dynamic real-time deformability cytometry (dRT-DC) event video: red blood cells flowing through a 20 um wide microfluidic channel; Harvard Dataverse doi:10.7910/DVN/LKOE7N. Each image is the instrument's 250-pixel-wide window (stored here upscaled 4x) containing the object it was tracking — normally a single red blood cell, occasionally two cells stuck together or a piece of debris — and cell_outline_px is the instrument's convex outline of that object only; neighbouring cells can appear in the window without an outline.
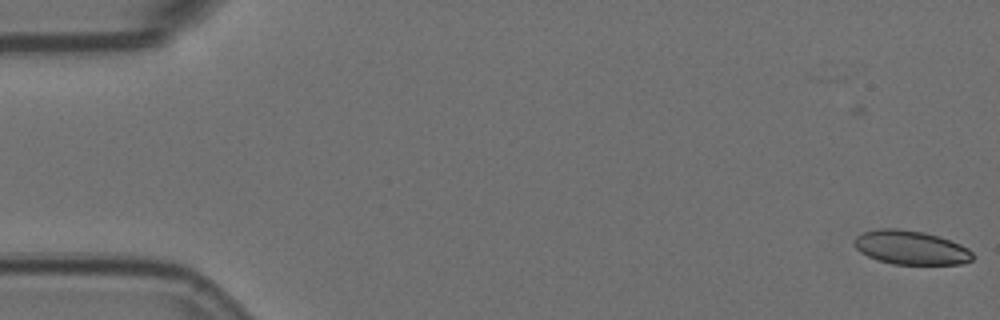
{"species": "Egyptian fruit bat (a non-hibernating species)", "species_latin": "Rousettus aegyptiacus", "temperature_condition": "room temperature", "stored_images_in_passage": 18, "camera_frame_rate_fps": 3000, "um_per_image_px": 0.085, "animal": {"sex": "female"}, "frame": {"image": 1, "passage_image": 1, "time_ms": 0.0, "image_size_px": [1000, 320], "cell_outline_px": [[972, 260], [960, 264], [892, 264], [876, 260], [860, 252], [856, 248], [852, 240], [856, 236], [864, 232], [880, 228], [896, 228], [924, 232], [940, 236], [960, 244], [968, 248], [972, 252]], "centroid_in_image_um": [77.39, 21.04], "position_along_channel_um": 7.6, "area_um2": 23.52}}
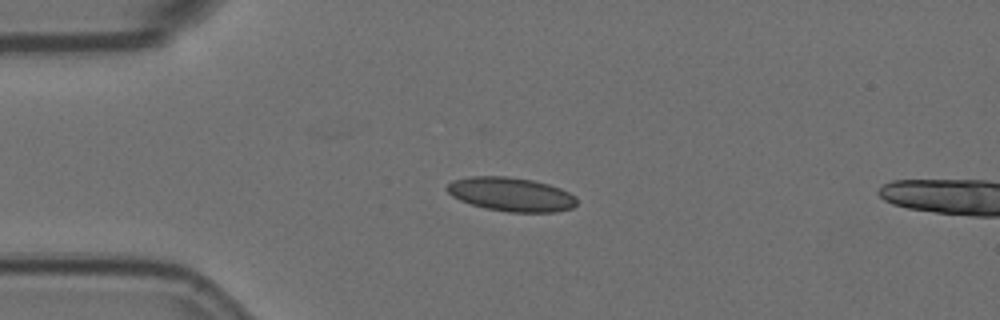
{"frame": {"image": 2, "passage_image": 14, "time_ms": 4.333, "image_size_px": [1000, 320], "cell_outline_px": [[576, 204], [572, 208], [556, 212], [508, 212], [484, 208], [460, 200], [452, 196], [444, 188], [452, 180], [468, 176], [504, 176], [532, 180], [548, 184], [560, 188], [576, 196]], "centroid_in_image_um": [43.42, 16.51], "position_along_channel_um": 41.6, "area_um2": 25.72}}